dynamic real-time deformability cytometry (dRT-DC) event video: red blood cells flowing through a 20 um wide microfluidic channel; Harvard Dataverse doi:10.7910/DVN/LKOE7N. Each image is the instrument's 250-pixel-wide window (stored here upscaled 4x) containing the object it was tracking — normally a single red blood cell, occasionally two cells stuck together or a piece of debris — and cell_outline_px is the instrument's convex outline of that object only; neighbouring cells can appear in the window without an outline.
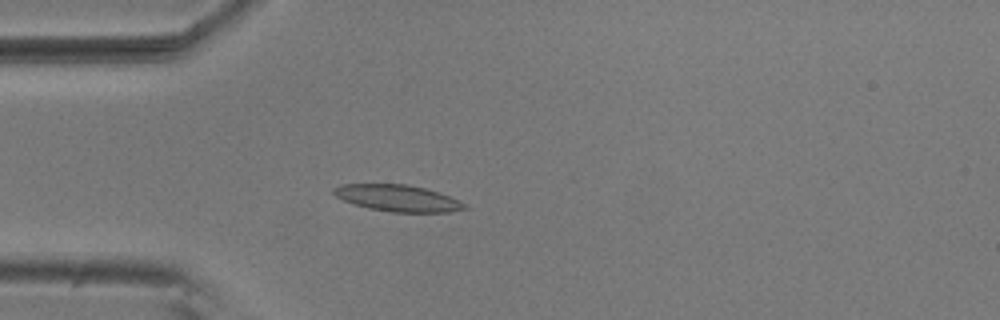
{"species": "common noctule bat (a hibernating species)", "species_latin": "Nyctalus noctula", "temperature_condition": "room temperature", "stored_images_in_passage": 4, "camera_frame_rate_fps": 3000, "um_per_image_px": 0.085, "animal": {"sex": "male", "body_mass_g": 20.5, "forearm_length_mm": 52.5}, "frame": {"image": 1, "passage_image": 4, "time_ms": 1.0, "image_size_px": [1000, 320], "cell_outline_px": [[468, 208], [448, 212], [392, 212], [368, 208], [344, 200], [336, 196], [332, 192], [332, 188], [340, 184], [408, 184], [424, 188], [460, 200], [468, 204]], "centroid_in_image_um": [33.81, 16.84], "position_along_channel_um": 51.2, "area_um2": 20.17}}